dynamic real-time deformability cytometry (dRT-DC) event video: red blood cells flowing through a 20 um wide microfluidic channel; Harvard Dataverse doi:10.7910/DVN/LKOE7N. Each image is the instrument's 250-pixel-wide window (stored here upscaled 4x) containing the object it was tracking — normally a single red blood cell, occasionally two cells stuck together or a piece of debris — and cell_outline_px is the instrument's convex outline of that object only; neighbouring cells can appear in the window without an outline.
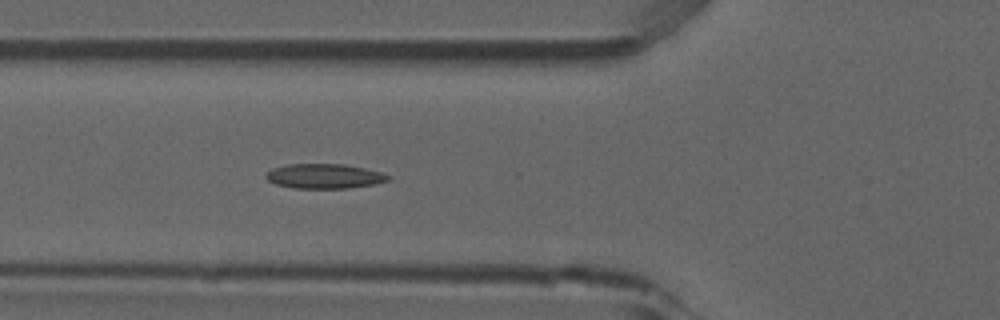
{"species": "common noctule bat (a hibernating species)", "species_latin": "Nyctalus noctula", "temperature_condition": "room temperature", "stored_images_in_passage": 5, "camera_frame_rate_fps": 3000, "um_per_image_px": 0.085, "animal": {"sex": "male", "forearm_length_mm": 52.5}, "frame": {"image": 1, "passage_image": 5, "time_ms": 1.333, "image_size_px": [1000, 320], "cell_outline_px": [[392, 176], [388, 180], [372, 184], [348, 188], [292, 188], [276, 184], [268, 180], [264, 176], [272, 168], [288, 164], [344, 164], [364, 168], [380, 172]], "centroid_in_image_um": [27.54, 14.97], "position_along_channel_um": 98.3, "area_um2": 17.46}}